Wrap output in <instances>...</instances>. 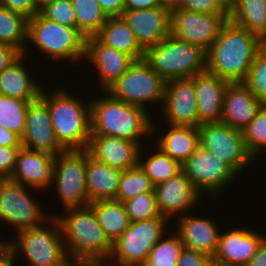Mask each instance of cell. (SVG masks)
<instances>
[{
  "label": "cell",
  "mask_w": 266,
  "mask_h": 266,
  "mask_svg": "<svg viewBox=\"0 0 266 266\" xmlns=\"http://www.w3.org/2000/svg\"><path fill=\"white\" fill-rule=\"evenodd\" d=\"M64 215L54 216L59 221L68 258L75 266H100L108 262L113 243L101 228L93 208H67Z\"/></svg>",
  "instance_id": "cell-1"
},
{
  "label": "cell",
  "mask_w": 266,
  "mask_h": 266,
  "mask_svg": "<svg viewBox=\"0 0 266 266\" xmlns=\"http://www.w3.org/2000/svg\"><path fill=\"white\" fill-rule=\"evenodd\" d=\"M263 47L260 37L228 19L207 51L206 71L229 83H243Z\"/></svg>",
  "instance_id": "cell-2"
},
{
  "label": "cell",
  "mask_w": 266,
  "mask_h": 266,
  "mask_svg": "<svg viewBox=\"0 0 266 266\" xmlns=\"http://www.w3.org/2000/svg\"><path fill=\"white\" fill-rule=\"evenodd\" d=\"M90 100L91 135H106L137 142L143 147L146 136H152L150 111L113 98L108 92ZM141 140H143L141 142Z\"/></svg>",
  "instance_id": "cell-3"
},
{
  "label": "cell",
  "mask_w": 266,
  "mask_h": 266,
  "mask_svg": "<svg viewBox=\"0 0 266 266\" xmlns=\"http://www.w3.org/2000/svg\"><path fill=\"white\" fill-rule=\"evenodd\" d=\"M53 91L48 92L43 86L40 98L48 106L59 144L65 150L87 149L91 136L90 101L85 103L64 87Z\"/></svg>",
  "instance_id": "cell-4"
},
{
  "label": "cell",
  "mask_w": 266,
  "mask_h": 266,
  "mask_svg": "<svg viewBox=\"0 0 266 266\" xmlns=\"http://www.w3.org/2000/svg\"><path fill=\"white\" fill-rule=\"evenodd\" d=\"M207 52L171 34L145 51L144 59L166 82L206 71Z\"/></svg>",
  "instance_id": "cell-5"
},
{
  "label": "cell",
  "mask_w": 266,
  "mask_h": 266,
  "mask_svg": "<svg viewBox=\"0 0 266 266\" xmlns=\"http://www.w3.org/2000/svg\"><path fill=\"white\" fill-rule=\"evenodd\" d=\"M47 223L48 227L42 223L18 231L17 236L9 240L16 257L22 253L28 261L26 266H75L66 253L59 221L53 215Z\"/></svg>",
  "instance_id": "cell-6"
},
{
  "label": "cell",
  "mask_w": 266,
  "mask_h": 266,
  "mask_svg": "<svg viewBox=\"0 0 266 266\" xmlns=\"http://www.w3.org/2000/svg\"><path fill=\"white\" fill-rule=\"evenodd\" d=\"M28 42L53 60H85L86 38L77 29L48 20L39 12L28 19Z\"/></svg>",
  "instance_id": "cell-7"
},
{
  "label": "cell",
  "mask_w": 266,
  "mask_h": 266,
  "mask_svg": "<svg viewBox=\"0 0 266 266\" xmlns=\"http://www.w3.org/2000/svg\"><path fill=\"white\" fill-rule=\"evenodd\" d=\"M165 85L166 81L143 58L135 60L106 92L117 100L148 110L150 104L162 106Z\"/></svg>",
  "instance_id": "cell-8"
},
{
  "label": "cell",
  "mask_w": 266,
  "mask_h": 266,
  "mask_svg": "<svg viewBox=\"0 0 266 266\" xmlns=\"http://www.w3.org/2000/svg\"><path fill=\"white\" fill-rule=\"evenodd\" d=\"M87 160V149L65 150L55 156L51 187L56 189L63 210L89 205L86 192Z\"/></svg>",
  "instance_id": "cell-9"
},
{
  "label": "cell",
  "mask_w": 266,
  "mask_h": 266,
  "mask_svg": "<svg viewBox=\"0 0 266 266\" xmlns=\"http://www.w3.org/2000/svg\"><path fill=\"white\" fill-rule=\"evenodd\" d=\"M168 221L166 218H152L130 222L128 229L113 244L112 254L104 264L143 265L152 248L170 230L166 229Z\"/></svg>",
  "instance_id": "cell-10"
},
{
  "label": "cell",
  "mask_w": 266,
  "mask_h": 266,
  "mask_svg": "<svg viewBox=\"0 0 266 266\" xmlns=\"http://www.w3.org/2000/svg\"><path fill=\"white\" fill-rule=\"evenodd\" d=\"M28 186L9 179L0 180V222L12 226L15 232L40 226L53 216L47 214Z\"/></svg>",
  "instance_id": "cell-11"
},
{
  "label": "cell",
  "mask_w": 266,
  "mask_h": 266,
  "mask_svg": "<svg viewBox=\"0 0 266 266\" xmlns=\"http://www.w3.org/2000/svg\"><path fill=\"white\" fill-rule=\"evenodd\" d=\"M182 171L192 181L194 187L203 195L218 198L225 188L239 176L229 165L215 154L199 146L182 164Z\"/></svg>",
  "instance_id": "cell-12"
},
{
  "label": "cell",
  "mask_w": 266,
  "mask_h": 266,
  "mask_svg": "<svg viewBox=\"0 0 266 266\" xmlns=\"http://www.w3.org/2000/svg\"><path fill=\"white\" fill-rule=\"evenodd\" d=\"M198 129L200 146L215 154L238 175L255 162L245 148L242 131L221 122L202 124Z\"/></svg>",
  "instance_id": "cell-13"
},
{
  "label": "cell",
  "mask_w": 266,
  "mask_h": 266,
  "mask_svg": "<svg viewBox=\"0 0 266 266\" xmlns=\"http://www.w3.org/2000/svg\"><path fill=\"white\" fill-rule=\"evenodd\" d=\"M228 19V14H203L173 5L170 34L207 52Z\"/></svg>",
  "instance_id": "cell-14"
},
{
  "label": "cell",
  "mask_w": 266,
  "mask_h": 266,
  "mask_svg": "<svg viewBox=\"0 0 266 266\" xmlns=\"http://www.w3.org/2000/svg\"><path fill=\"white\" fill-rule=\"evenodd\" d=\"M161 111L166 125L199 127L193 77L166 82Z\"/></svg>",
  "instance_id": "cell-15"
},
{
  "label": "cell",
  "mask_w": 266,
  "mask_h": 266,
  "mask_svg": "<svg viewBox=\"0 0 266 266\" xmlns=\"http://www.w3.org/2000/svg\"><path fill=\"white\" fill-rule=\"evenodd\" d=\"M154 195L158 211L166 219L178 218L187 211L190 213L192 208L202 203L204 196L183 171L168 181L154 185Z\"/></svg>",
  "instance_id": "cell-16"
},
{
  "label": "cell",
  "mask_w": 266,
  "mask_h": 266,
  "mask_svg": "<svg viewBox=\"0 0 266 266\" xmlns=\"http://www.w3.org/2000/svg\"><path fill=\"white\" fill-rule=\"evenodd\" d=\"M249 228L240 227L225 232L221 230L213 263L221 266H245L266 238L265 234Z\"/></svg>",
  "instance_id": "cell-17"
},
{
  "label": "cell",
  "mask_w": 266,
  "mask_h": 266,
  "mask_svg": "<svg viewBox=\"0 0 266 266\" xmlns=\"http://www.w3.org/2000/svg\"><path fill=\"white\" fill-rule=\"evenodd\" d=\"M21 143L23 148L54 156L65 151L56 138L48 106L40 97L29 104Z\"/></svg>",
  "instance_id": "cell-18"
},
{
  "label": "cell",
  "mask_w": 266,
  "mask_h": 266,
  "mask_svg": "<svg viewBox=\"0 0 266 266\" xmlns=\"http://www.w3.org/2000/svg\"><path fill=\"white\" fill-rule=\"evenodd\" d=\"M122 17L144 51L170 35L171 7L124 10Z\"/></svg>",
  "instance_id": "cell-19"
},
{
  "label": "cell",
  "mask_w": 266,
  "mask_h": 266,
  "mask_svg": "<svg viewBox=\"0 0 266 266\" xmlns=\"http://www.w3.org/2000/svg\"><path fill=\"white\" fill-rule=\"evenodd\" d=\"M86 59L98 73L100 92L106 91L135 62L132 56L103 44L96 36L86 38Z\"/></svg>",
  "instance_id": "cell-20"
},
{
  "label": "cell",
  "mask_w": 266,
  "mask_h": 266,
  "mask_svg": "<svg viewBox=\"0 0 266 266\" xmlns=\"http://www.w3.org/2000/svg\"><path fill=\"white\" fill-rule=\"evenodd\" d=\"M54 161V155L21 147L9 180L28 186L31 192L49 189L52 184Z\"/></svg>",
  "instance_id": "cell-21"
},
{
  "label": "cell",
  "mask_w": 266,
  "mask_h": 266,
  "mask_svg": "<svg viewBox=\"0 0 266 266\" xmlns=\"http://www.w3.org/2000/svg\"><path fill=\"white\" fill-rule=\"evenodd\" d=\"M140 149L137 142L106 135H91L87 147L93 158L122 171L139 165Z\"/></svg>",
  "instance_id": "cell-22"
},
{
  "label": "cell",
  "mask_w": 266,
  "mask_h": 266,
  "mask_svg": "<svg viewBox=\"0 0 266 266\" xmlns=\"http://www.w3.org/2000/svg\"><path fill=\"white\" fill-rule=\"evenodd\" d=\"M212 219L187 213L177 218L175 230L185 248L202 252L213 259L218 249L220 229Z\"/></svg>",
  "instance_id": "cell-23"
},
{
  "label": "cell",
  "mask_w": 266,
  "mask_h": 266,
  "mask_svg": "<svg viewBox=\"0 0 266 266\" xmlns=\"http://www.w3.org/2000/svg\"><path fill=\"white\" fill-rule=\"evenodd\" d=\"M262 107L244 83H229L224 93L221 123L242 131Z\"/></svg>",
  "instance_id": "cell-24"
},
{
  "label": "cell",
  "mask_w": 266,
  "mask_h": 266,
  "mask_svg": "<svg viewBox=\"0 0 266 266\" xmlns=\"http://www.w3.org/2000/svg\"><path fill=\"white\" fill-rule=\"evenodd\" d=\"M199 126L221 122L224 93L229 82L208 71L193 76Z\"/></svg>",
  "instance_id": "cell-25"
},
{
  "label": "cell",
  "mask_w": 266,
  "mask_h": 266,
  "mask_svg": "<svg viewBox=\"0 0 266 266\" xmlns=\"http://www.w3.org/2000/svg\"><path fill=\"white\" fill-rule=\"evenodd\" d=\"M158 125L153 120L152 124V137L158 136L155 141L157 147H159L164 153H166L171 159L179 162L181 165L198 149L200 146V133L198 127H183L169 125V129H165V132L161 133L158 129ZM167 130V131H166ZM159 131V132H158ZM159 133V135L156 134Z\"/></svg>",
  "instance_id": "cell-26"
},
{
  "label": "cell",
  "mask_w": 266,
  "mask_h": 266,
  "mask_svg": "<svg viewBox=\"0 0 266 266\" xmlns=\"http://www.w3.org/2000/svg\"><path fill=\"white\" fill-rule=\"evenodd\" d=\"M27 57L28 54H22L0 73V94L30 102L40 97L43 87L40 85L41 82L38 83L40 80L31 77V71L24 66Z\"/></svg>",
  "instance_id": "cell-27"
},
{
  "label": "cell",
  "mask_w": 266,
  "mask_h": 266,
  "mask_svg": "<svg viewBox=\"0 0 266 266\" xmlns=\"http://www.w3.org/2000/svg\"><path fill=\"white\" fill-rule=\"evenodd\" d=\"M121 172L122 170L93 158L88 152L86 192L89 203L116 199Z\"/></svg>",
  "instance_id": "cell-28"
},
{
  "label": "cell",
  "mask_w": 266,
  "mask_h": 266,
  "mask_svg": "<svg viewBox=\"0 0 266 266\" xmlns=\"http://www.w3.org/2000/svg\"><path fill=\"white\" fill-rule=\"evenodd\" d=\"M103 44L132 56L135 60L143 59L145 51L135 39L134 33L122 16L108 17L95 35Z\"/></svg>",
  "instance_id": "cell-29"
},
{
  "label": "cell",
  "mask_w": 266,
  "mask_h": 266,
  "mask_svg": "<svg viewBox=\"0 0 266 266\" xmlns=\"http://www.w3.org/2000/svg\"><path fill=\"white\" fill-rule=\"evenodd\" d=\"M228 18L262 39L266 35V0H232Z\"/></svg>",
  "instance_id": "cell-30"
},
{
  "label": "cell",
  "mask_w": 266,
  "mask_h": 266,
  "mask_svg": "<svg viewBox=\"0 0 266 266\" xmlns=\"http://www.w3.org/2000/svg\"><path fill=\"white\" fill-rule=\"evenodd\" d=\"M89 205L93 208L101 228L114 244L130 224L124 203L113 199L95 201Z\"/></svg>",
  "instance_id": "cell-31"
},
{
  "label": "cell",
  "mask_w": 266,
  "mask_h": 266,
  "mask_svg": "<svg viewBox=\"0 0 266 266\" xmlns=\"http://www.w3.org/2000/svg\"><path fill=\"white\" fill-rule=\"evenodd\" d=\"M25 42L28 43V19L0 3V44L14 47L22 54H27L29 47Z\"/></svg>",
  "instance_id": "cell-32"
},
{
  "label": "cell",
  "mask_w": 266,
  "mask_h": 266,
  "mask_svg": "<svg viewBox=\"0 0 266 266\" xmlns=\"http://www.w3.org/2000/svg\"><path fill=\"white\" fill-rule=\"evenodd\" d=\"M156 148V149H155ZM154 153L147 157L142 147L139 153V165L146 172L154 185L168 181L182 171V165L171 159L159 147L154 144ZM146 158V159H143Z\"/></svg>",
  "instance_id": "cell-33"
},
{
  "label": "cell",
  "mask_w": 266,
  "mask_h": 266,
  "mask_svg": "<svg viewBox=\"0 0 266 266\" xmlns=\"http://www.w3.org/2000/svg\"><path fill=\"white\" fill-rule=\"evenodd\" d=\"M77 22V30L85 37L95 36L108 16L97 0H71Z\"/></svg>",
  "instance_id": "cell-34"
},
{
  "label": "cell",
  "mask_w": 266,
  "mask_h": 266,
  "mask_svg": "<svg viewBox=\"0 0 266 266\" xmlns=\"http://www.w3.org/2000/svg\"><path fill=\"white\" fill-rule=\"evenodd\" d=\"M184 247L175 230L167 232L152 248L143 266H176Z\"/></svg>",
  "instance_id": "cell-35"
},
{
  "label": "cell",
  "mask_w": 266,
  "mask_h": 266,
  "mask_svg": "<svg viewBox=\"0 0 266 266\" xmlns=\"http://www.w3.org/2000/svg\"><path fill=\"white\" fill-rule=\"evenodd\" d=\"M31 102L0 94V126L23 136Z\"/></svg>",
  "instance_id": "cell-36"
},
{
  "label": "cell",
  "mask_w": 266,
  "mask_h": 266,
  "mask_svg": "<svg viewBox=\"0 0 266 266\" xmlns=\"http://www.w3.org/2000/svg\"><path fill=\"white\" fill-rule=\"evenodd\" d=\"M146 192H154V184L140 165L121 172L119 189L115 200L125 202Z\"/></svg>",
  "instance_id": "cell-37"
},
{
  "label": "cell",
  "mask_w": 266,
  "mask_h": 266,
  "mask_svg": "<svg viewBox=\"0 0 266 266\" xmlns=\"http://www.w3.org/2000/svg\"><path fill=\"white\" fill-rule=\"evenodd\" d=\"M247 152L256 161L262 150L266 153V106H263L252 121L242 130Z\"/></svg>",
  "instance_id": "cell-38"
},
{
  "label": "cell",
  "mask_w": 266,
  "mask_h": 266,
  "mask_svg": "<svg viewBox=\"0 0 266 266\" xmlns=\"http://www.w3.org/2000/svg\"><path fill=\"white\" fill-rule=\"evenodd\" d=\"M130 222L164 218L158 211L154 192H146L123 202Z\"/></svg>",
  "instance_id": "cell-39"
},
{
  "label": "cell",
  "mask_w": 266,
  "mask_h": 266,
  "mask_svg": "<svg viewBox=\"0 0 266 266\" xmlns=\"http://www.w3.org/2000/svg\"><path fill=\"white\" fill-rule=\"evenodd\" d=\"M243 83L251 90L259 102L266 106V46L253 59Z\"/></svg>",
  "instance_id": "cell-40"
},
{
  "label": "cell",
  "mask_w": 266,
  "mask_h": 266,
  "mask_svg": "<svg viewBox=\"0 0 266 266\" xmlns=\"http://www.w3.org/2000/svg\"><path fill=\"white\" fill-rule=\"evenodd\" d=\"M39 13L48 20L77 29L76 16L71 0H58L44 6Z\"/></svg>",
  "instance_id": "cell-41"
},
{
  "label": "cell",
  "mask_w": 266,
  "mask_h": 266,
  "mask_svg": "<svg viewBox=\"0 0 266 266\" xmlns=\"http://www.w3.org/2000/svg\"><path fill=\"white\" fill-rule=\"evenodd\" d=\"M232 0H179L176 6L203 14H228Z\"/></svg>",
  "instance_id": "cell-42"
},
{
  "label": "cell",
  "mask_w": 266,
  "mask_h": 266,
  "mask_svg": "<svg viewBox=\"0 0 266 266\" xmlns=\"http://www.w3.org/2000/svg\"><path fill=\"white\" fill-rule=\"evenodd\" d=\"M21 147L0 146V180L9 179Z\"/></svg>",
  "instance_id": "cell-43"
},
{
  "label": "cell",
  "mask_w": 266,
  "mask_h": 266,
  "mask_svg": "<svg viewBox=\"0 0 266 266\" xmlns=\"http://www.w3.org/2000/svg\"><path fill=\"white\" fill-rule=\"evenodd\" d=\"M213 259L202 252L183 248L176 266H211Z\"/></svg>",
  "instance_id": "cell-44"
},
{
  "label": "cell",
  "mask_w": 266,
  "mask_h": 266,
  "mask_svg": "<svg viewBox=\"0 0 266 266\" xmlns=\"http://www.w3.org/2000/svg\"><path fill=\"white\" fill-rule=\"evenodd\" d=\"M0 3L11 11L22 14L27 19L37 13L36 0H0Z\"/></svg>",
  "instance_id": "cell-45"
},
{
  "label": "cell",
  "mask_w": 266,
  "mask_h": 266,
  "mask_svg": "<svg viewBox=\"0 0 266 266\" xmlns=\"http://www.w3.org/2000/svg\"><path fill=\"white\" fill-rule=\"evenodd\" d=\"M22 53L14 47L0 44V73L14 63Z\"/></svg>",
  "instance_id": "cell-46"
},
{
  "label": "cell",
  "mask_w": 266,
  "mask_h": 266,
  "mask_svg": "<svg viewBox=\"0 0 266 266\" xmlns=\"http://www.w3.org/2000/svg\"><path fill=\"white\" fill-rule=\"evenodd\" d=\"M156 7H171L163 0H124V10L150 9Z\"/></svg>",
  "instance_id": "cell-47"
},
{
  "label": "cell",
  "mask_w": 266,
  "mask_h": 266,
  "mask_svg": "<svg viewBox=\"0 0 266 266\" xmlns=\"http://www.w3.org/2000/svg\"><path fill=\"white\" fill-rule=\"evenodd\" d=\"M108 17L122 16L124 0H97Z\"/></svg>",
  "instance_id": "cell-48"
},
{
  "label": "cell",
  "mask_w": 266,
  "mask_h": 266,
  "mask_svg": "<svg viewBox=\"0 0 266 266\" xmlns=\"http://www.w3.org/2000/svg\"><path fill=\"white\" fill-rule=\"evenodd\" d=\"M16 255L9 240L0 243V266H16Z\"/></svg>",
  "instance_id": "cell-49"
},
{
  "label": "cell",
  "mask_w": 266,
  "mask_h": 266,
  "mask_svg": "<svg viewBox=\"0 0 266 266\" xmlns=\"http://www.w3.org/2000/svg\"><path fill=\"white\" fill-rule=\"evenodd\" d=\"M0 146L22 147L21 137L15 132L0 126Z\"/></svg>",
  "instance_id": "cell-50"
},
{
  "label": "cell",
  "mask_w": 266,
  "mask_h": 266,
  "mask_svg": "<svg viewBox=\"0 0 266 266\" xmlns=\"http://www.w3.org/2000/svg\"><path fill=\"white\" fill-rule=\"evenodd\" d=\"M245 266H266V238L261 242L256 253Z\"/></svg>",
  "instance_id": "cell-51"
},
{
  "label": "cell",
  "mask_w": 266,
  "mask_h": 266,
  "mask_svg": "<svg viewBox=\"0 0 266 266\" xmlns=\"http://www.w3.org/2000/svg\"><path fill=\"white\" fill-rule=\"evenodd\" d=\"M58 0H36L37 13L46 5L52 4Z\"/></svg>",
  "instance_id": "cell-52"
},
{
  "label": "cell",
  "mask_w": 266,
  "mask_h": 266,
  "mask_svg": "<svg viewBox=\"0 0 266 266\" xmlns=\"http://www.w3.org/2000/svg\"><path fill=\"white\" fill-rule=\"evenodd\" d=\"M163 2L166 5L173 6V5H176L179 2V0H163Z\"/></svg>",
  "instance_id": "cell-53"
},
{
  "label": "cell",
  "mask_w": 266,
  "mask_h": 266,
  "mask_svg": "<svg viewBox=\"0 0 266 266\" xmlns=\"http://www.w3.org/2000/svg\"><path fill=\"white\" fill-rule=\"evenodd\" d=\"M100 266H143V265H118V264H102Z\"/></svg>",
  "instance_id": "cell-54"
},
{
  "label": "cell",
  "mask_w": 266,
  "mask_h": 266,
  "mask_svg": "<svg viewBox=\"0 0 266 266\" xmlns=\"http://www.w3.org/2000/svg\"><path fill=\"white\" fill-rule=\"evenodd\" d=\"M264 46H266V35L262 38Z\"/></svg>",
  "instance_id": "cell-55"
},
{
  "label": "cell",
  "mask_w": 266,
  "mask_h": 266,
  "mask_svg": "<svg viewBox=\"0 0 266 266\" xmlns=\"http://www.w3.org/2000/svg\"><path fill=\"white\" fill-rule=\"evenodd\" d=\"M211 266H221V265H218V264L213 263Z\"/></svg>",
  "instance_id": "cell-56"
}]
</instances>
